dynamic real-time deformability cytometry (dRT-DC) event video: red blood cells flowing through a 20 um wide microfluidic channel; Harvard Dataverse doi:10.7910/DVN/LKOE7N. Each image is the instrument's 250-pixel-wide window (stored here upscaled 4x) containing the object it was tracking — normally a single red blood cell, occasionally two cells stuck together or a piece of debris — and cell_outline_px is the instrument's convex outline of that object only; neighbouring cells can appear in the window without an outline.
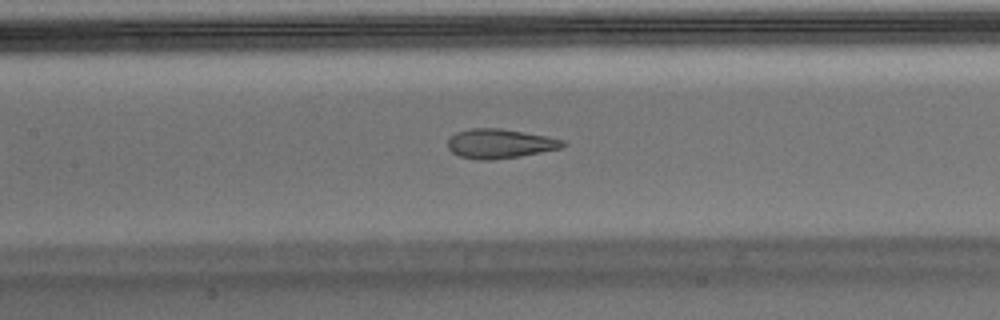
{"species": "Egyptian fruit bat (a non-hibernating species)", "species_latin": "Rousettus aegyptiacus", "temperature_condition": "warm", "stored_images_in_passage": 37, "camera_frame_rate_fps": 3000, "um_per_image_px": 0.085, "animal": {"sex": "male"}, "frame": {"image": 1, "passage_image": 11, "time_ms": 3.333, "image_size_px": [1000, 320], "cell_outline_px": [[568, 144], [560, 148], [520, 156], [492, 160], [480, 160], [460, 156], [452, 152], [448, 148], [448, 140], [456, 132], [472, 128], [500, 128], [548, 136], [564, 140]], "centroid_in_image_um": [42.5, 12.2], "position_along_channel_um": 164.9, "area_um2": 19.65}}
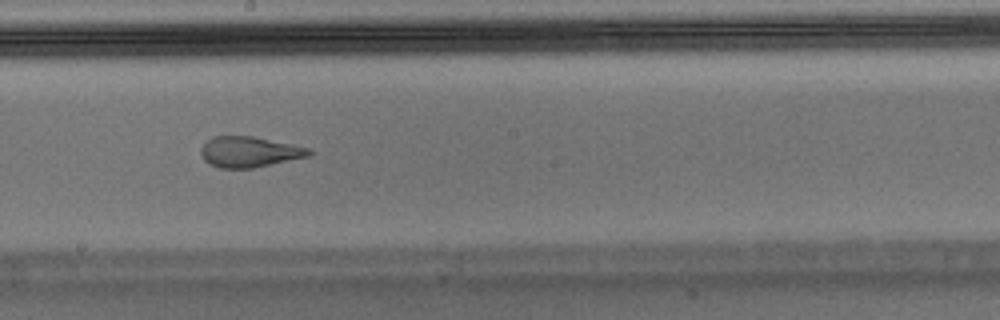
{"frame": {"image": 2, "passage_image": 16, "time_ms": 5.0, "image_size_px": [1000, 320], "cell_outline_px": [[312, 156], [252, 168], [220, 168], [204, 160], [200, 156], [200, 148], [212, 136], [252, 136], [308, 148], [312, 152]], "centroid_in_image_um": [21.17, 12.91], "position_along_channel_um": 227.0, "area_um2": 19.19}, "authors_computed_cell_mechanics": {"area_um2": 20.6924, "velocity_mm_per_s": 3.7308, "shape_relaxation_time_tau1_ms": null, "shape_relaxation_time_tau2_ms": 1.0258, "deformation_change_tau1": null, "deformation_change_tau2": 0.0958}}